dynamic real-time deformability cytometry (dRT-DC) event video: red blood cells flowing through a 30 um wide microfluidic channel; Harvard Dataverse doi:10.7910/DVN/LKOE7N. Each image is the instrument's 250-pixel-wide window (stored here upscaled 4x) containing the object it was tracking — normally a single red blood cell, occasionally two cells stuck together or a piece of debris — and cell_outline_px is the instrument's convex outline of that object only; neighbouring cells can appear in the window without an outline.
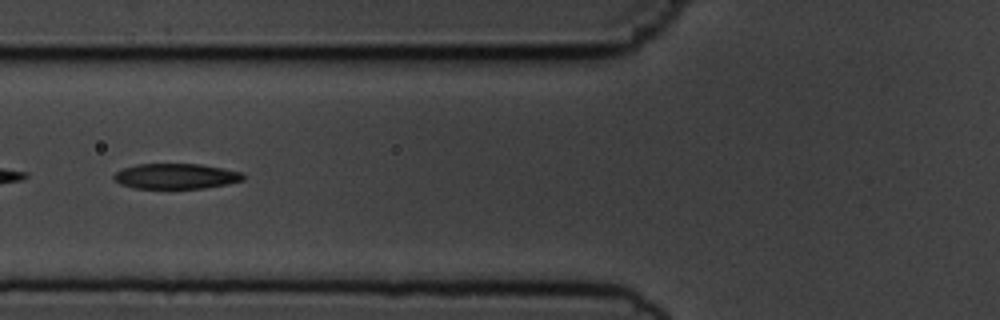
{"species": "common noctule bat (a hibernating species)", "species_latin": "Nyctalus noctula", "temperature_condition": "cold", "stored_images_in_passage": 23, "camera_frame_rate_fps": 3000, "um_per_image_px": 0.085, "animal": {"sex": "male", "body_mass_g": 19.5, "forearm_length_mm": 54.6}, "frame": {"image": 1, "passage_image": 20, "time_ms": 6.333, "image_size_px": [1000, 320], "cell_outline_px": [[244, 180], [228, 184], [204, 188], [136, 188], [120, 184], [112, 180], [112, 176], [116, 172], [124, 168], [136, 164], [200, 164], [244, 172]], "centroid_in_image_um": [14.96, 14.98], "position_along_channel_um": 110.8, "area_um2": 19.19}}